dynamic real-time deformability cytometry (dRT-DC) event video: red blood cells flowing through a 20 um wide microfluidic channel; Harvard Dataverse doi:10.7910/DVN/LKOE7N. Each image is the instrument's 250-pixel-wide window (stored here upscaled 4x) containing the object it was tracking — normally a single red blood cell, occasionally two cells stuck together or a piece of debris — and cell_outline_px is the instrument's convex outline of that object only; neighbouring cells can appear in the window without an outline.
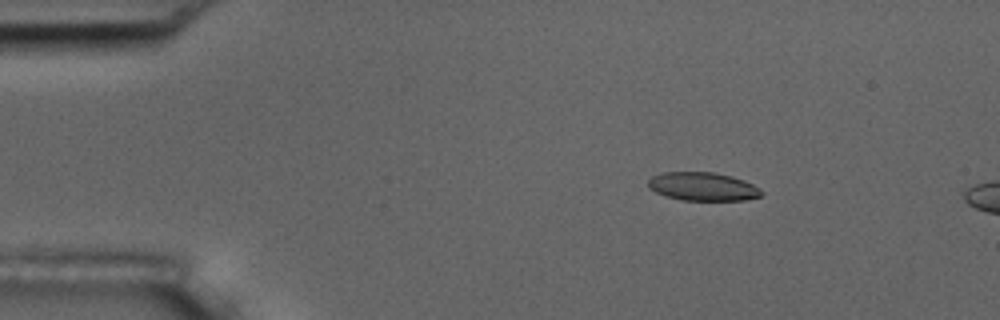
{"species": "common noctule bat (a hibernating species)", "species_latin": "Nyctalus noctula", "temperature_condition": "room temperature", "stored_images_in_passage": 6, "camera_frame_rate_fps": 3000, "um_per_image_px": 0.085, "animal": {"sex": "male", "body_mass_g": 17.5, "forearm_length_mm": 52.3}, "frame": {"image": 1, "passage_image": 3, "time_ms": 2.333, "image_size_px": [1000, 320], "cell_outline_px": [[764, 192], [760, 196], [744, 200], [680, 200], [664, 196], [648, 188], [648, 180], [652, 176], [664, 172], [716, 172], [732, 176], [744, 180], [760, 188]], "centroid_in_image_um": [59.73, 15.85], "position_along_channel_um": 25.3, "area_um2": 18.9}}
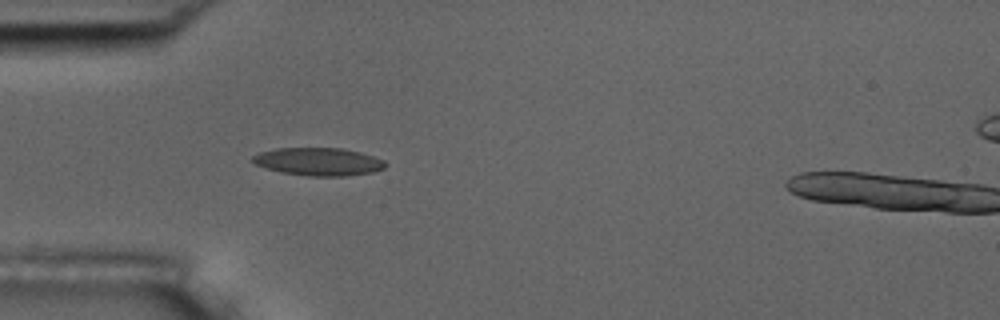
{"frame": {"image": 2, "passage_image": 5, "time_ms": 5.0, "image_size_px": [1000, 320], "cell_outline_px": [[388, 164], [384, 168], [372, 172], [348, 176], [308, 176], [280, 172], [256, 164], [252, 160], [252, 156], [260, 152], [276, 148], [340, 148], [360, 152], [384, 160]], "centroid_in_image_um": [27.09, 13.74], "position_along_channel_um": 57.9, "area_um2": 21.5}}